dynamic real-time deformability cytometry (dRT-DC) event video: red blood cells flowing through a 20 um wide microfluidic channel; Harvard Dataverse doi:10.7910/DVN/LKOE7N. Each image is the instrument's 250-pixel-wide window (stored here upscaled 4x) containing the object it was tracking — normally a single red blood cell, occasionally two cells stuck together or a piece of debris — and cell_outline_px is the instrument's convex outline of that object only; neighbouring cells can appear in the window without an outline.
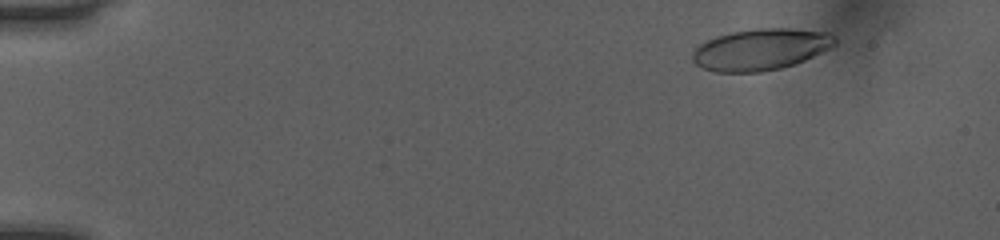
{"species": "human", "species_latin": "Homo sapiens", "temperature_condition": "room temperature", "stored_images_in_passage": 46, "camera_frame_rate_fps": 3000, "um_per_image_px": 0.085, "donor": {"sex": "female"}, "frame": {"image": 1, "passage_image": 1, "time_ms": 0.0, "image_size_px": [1000, 240], "cell_outline_px": [[836, 44], [804, 60], [780, 68], [760, 72], [716, 72], [704, 68], [696, 64], [692, 60], [692, 52], [700, 44], [716, 36], [732, 32], [756, 28], [792, 28], [832, 32], [836, 36]], "centroid_in_image_um": [64.67, 4.18], "position_along_channel_um": 20.3, "area_um2": 34.33}}
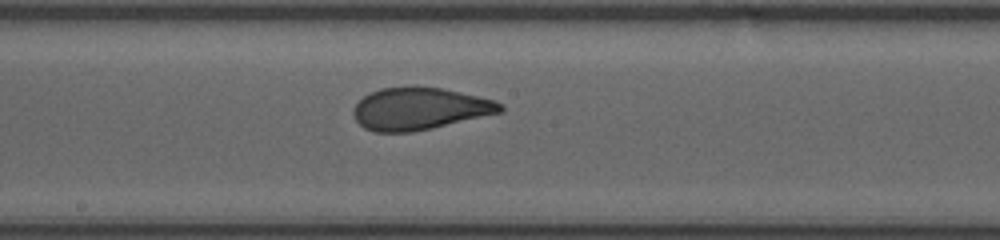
{"frame": {"image": 2, "passage_image": 24, "time_ms": 7.667, "image_size_px": [1000, 240], "cell_outline_px": [[504, 112], [432, 128], [412, 132], [376, 132], [364, 128], [356, 120], [352, 112], [356, 104], [364, 96], [380, 88], [440, 88], [496, 100], [504, 104]], "centroid_in_image_um": [35.71, 9.26], "position_along_channel_um": 212.5, "area_um2": 35.72}}
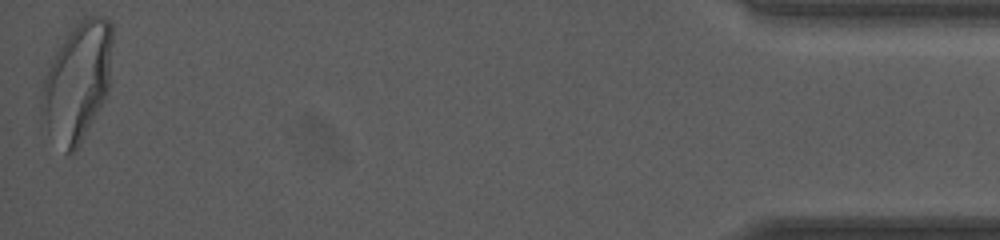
{"frame": {"image": 3, "passage_image": 46, "time_ms": 15.0, "image_size_px": [1000, 240], "cell_outline_px": [[112, 40], [108, 88], [104, 100], [76, 148], [68, 156], [64, 152], [40, 124], [40, 100], [44, 80], [48, 68], [56, 52], [68, 32], [80, 16], [104, 16], [112, 24]], "centroid_in_image_um": [6.53, 6.93], "position_along_channel_um": 428.7, "area_um2": 48.96}, "authors_computed_cell_mechanics": {"area_um2": 36.5874, "velocity_mm_per_s": 4.0637, "shape_relaxation_time_tau1_ms": 5.1404, "shape_relaxation_time_tau2_ms": 0.7474, "deformation_change_tau1": 0.1805, "deformation_change_tau2": 0.0642}}